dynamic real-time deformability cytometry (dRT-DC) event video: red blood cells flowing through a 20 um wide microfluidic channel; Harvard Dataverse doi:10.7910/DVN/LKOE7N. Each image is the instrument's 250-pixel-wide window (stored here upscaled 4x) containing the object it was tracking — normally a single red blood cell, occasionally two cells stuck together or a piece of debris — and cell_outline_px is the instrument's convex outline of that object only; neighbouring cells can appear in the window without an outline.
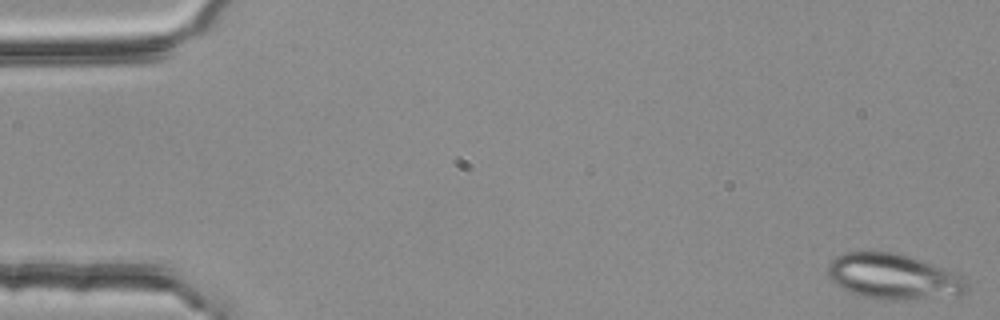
{"species": "common noctule bat (a hibernating species)", "species_latin": "Nyctalus noctula", "temperature_condition": "room temperature", "stored_images_in_passage": 5, "camera_frame_rate_fps": 3000, "um_per_image_px": 0.085, "animal": {"sex": "female", "body_mass_g": 25.1}, "frame": {"image": 1, "passage_image": 1, "time_ms": 0.0, "image_size_px": [1000, 320], "cell_outline_px": [[968, 288], [964, 292], [956, 296], [916, 300], [876, 300], [848, 292], [840, 288], [828, 276], [828, 264], [836, 256], [844, 252], [892, 252], [908, 256], [944, 268], [960, 276], [968, 284]], "centroid_in_image_um": [75.92, 23.54], "position_along_channel_um": 9.1, "area_um2": 37.05}}